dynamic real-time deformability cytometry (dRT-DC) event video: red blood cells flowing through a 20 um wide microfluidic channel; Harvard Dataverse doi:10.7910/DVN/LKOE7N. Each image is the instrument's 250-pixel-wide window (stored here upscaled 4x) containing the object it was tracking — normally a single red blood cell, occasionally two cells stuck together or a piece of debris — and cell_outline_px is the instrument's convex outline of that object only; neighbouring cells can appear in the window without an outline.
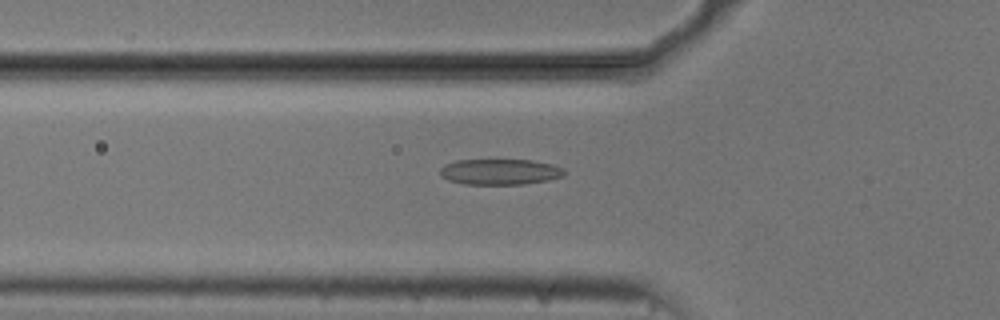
{"species": "common noctule bat (a hibernating species)", "species_latin": "Nyctalus noctula", "temperature_condition": "cold", "stored_images_in_passage": 53, "camera_frame_rate_fps": 3000, "um_per_image_px": 0.085, "animal": {"sex": "male", "body_mass_g": 20.5, "forearm_length_mm": 52.5}, "frame": {"image": 1, "passage_image": 18, "time_ms": 5.667, "image_size_px": [1000, 320], "cell_outline_px": [[564, 176], [548, 180], [524, 184], [464, 184], [448, 180], [440, 176], [440, 168], [444, 164], [456, 160], [532, 160], [552, 164], [564, 168]], "centroid_in_image_um": [42.48, 14.6], "position_along_channel_um": 83.3, "area_um2": 18.73}}
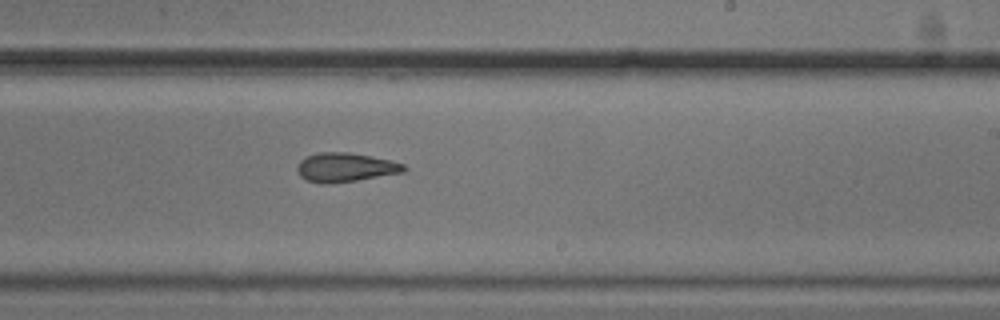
{"frame": {"image": 2, "passage_image": 32, "time_ms": 10.333, "image_size_px": [1000, 320], "cell_outline_px": [[408, 168], [404, 172], [356, 180], [328, 184], [320, 184], [308, 180], [300, 176], [296, 168], [300, 160], [308, 156], [320, 152], [348, 152], [372, 156], [404, 164]], "centroid_in_image_um": [29.35, 14.22], "position_along_channel_um": 259.7, "area_um2": 17.98}}
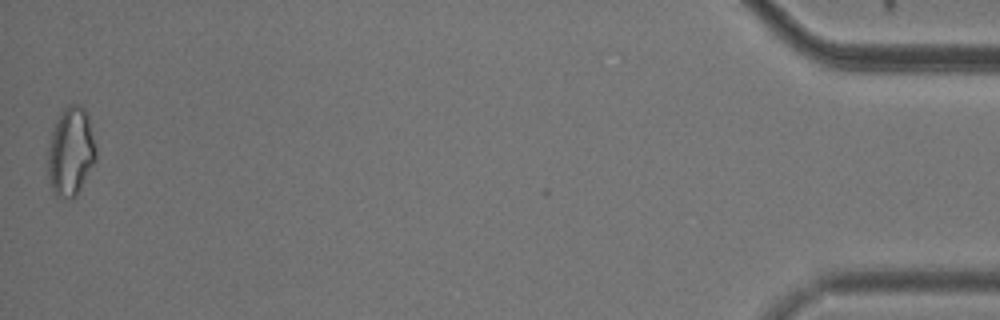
{"frame": {"image": 3, "passage_image": 53, "time_ms": 17.333, "image_size_px": [1000, 320], "cell_outline_px": [[96, 160], [76, 196], [56, 196], [52, 192], [48, 176], [48, 152], [52, 132], [64, 108], [68, 104], [80, 104], [84, 108], [88, 116], [96, 148]], "centroid_in_image_um": [6.02, 12.89], "position_along_channel_um": 429.2, "area_um2": 24.45}, "authors_computed_cell_mechanics": {"area_um2": 19.074, "velocity_mm_per_s": 3.7589, "shape_relaxation_time_tau1_ms": 4.8911, "shape_relaxation_time_tau2_ms": 2.2294, "deformation_change_tau1": 0.129, "deformation_change_tau2": 0.0957}}